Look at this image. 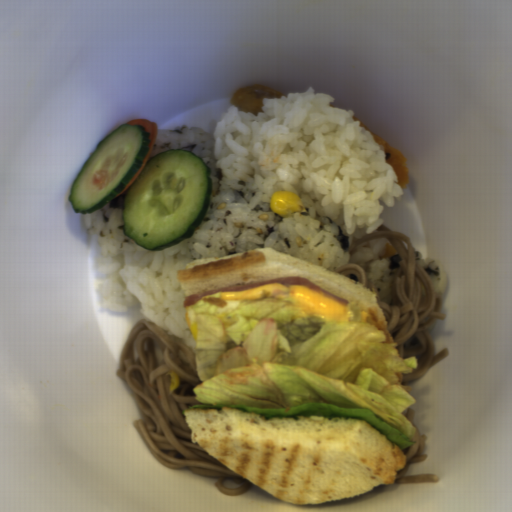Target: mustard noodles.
Wrapping results in <instances>:
<instances>
[{
  "label": "mustard noodles",
  "instance_id": "1",
  "mask_svg": "<svg viewBox=\"0 0 512 512\" xmlns=\"http://www.w3.org/2000/svg\"><path fill=\"white\" fill-rule=\"evenodd\" d=\"M176 371L180 385L169 389V372ZM191 349L154 322L138 319L121 350L117 375L132 392L141 412L133 425L159 464L172 470L189 469L212 477L225 496L244 494L255 483L211 456L192 441L185 409L202 404L194 388L202 384Z\"/></svg>",
  "mask_w": 512,
  "mask_h": 512
},
{
  "label": "mustard noodles",
  "instance_id": "2",
  "mask_svg": "<svg viewBox=\"0 0 512 512\" xmlns=\"http://www.w3.org/2000/svg\"><path fill=\"white\" fill-rule=\"evenodd\" d=\"M373 239H387L398 256L400 272L390 283L392 300H376L392 341L397 343L398 355L416 360V368L410 373H396V377L400 385L416 382L450 354L449 347L436 352L433 336L426 329L435 322H444L447 315L434 292L429 273L416 263L418 254L409 235L381 226L357 240L348 249L350 254Z\"/></svg>",
  "mask_w": 512,
  "mask_h": 512
},
{
  "label": "mustard noodles",
  "instance_id": "3",
  "mask_svg": "<svg viewBox=\"0 0 512 512\" xmlns=\"http://www.w3.org/2000/svg\"><path fill=\"white\" fill-rule=\"evenodd\" d=\"M404 417L415 428L414 435L411 440L416 441L406 448H400L406 456V465L397 470L395 480L391 485L395 484H415V483H436L439 480L438 474H418L405 475L406 472L414 465L426 461L425 455L428 442L427 437L420 431L414 421L415 409L410 406L401 411Z\"/></svg>",
  "mask_w": 512,
  "mask_h": 512
},
{
  "label": "mustard noodles",
  "instance_id": "4",
  "mask_svg": "<svg viewBox=\"0 0 512 512\" xmlns=\"http://www.w3.org/2000/svg\"><path fill=\"white\" fill-rule=\"evenodd\" d=\"M354 282H357L368 289L367 273L362 266L354 262H346L334 272Z\"/></svg>",
  "mask_w": 512,
  "mask_h": 512
}]
</instances>
